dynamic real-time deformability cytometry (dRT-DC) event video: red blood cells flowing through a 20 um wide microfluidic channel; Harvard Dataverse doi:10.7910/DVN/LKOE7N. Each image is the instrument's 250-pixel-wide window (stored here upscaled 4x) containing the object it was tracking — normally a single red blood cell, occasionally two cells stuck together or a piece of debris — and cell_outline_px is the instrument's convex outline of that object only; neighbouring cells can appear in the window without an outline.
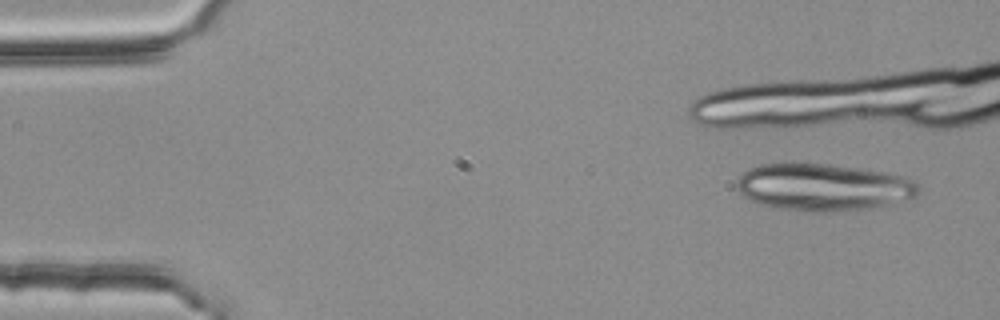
{"species": "common noctule bat (a hibernating species)", "species_latin": "Nyctalus noctula", "temperature_condition": "room temperature", "stored_images_in_passage": 8, "camera_frame_rate_fps": 3000, "um_per_image_px": 0.085, "animal": {"sex": "female", "body_mass_g": 25.1}, "frame": {"image": 1, "passage_image": 2, "time_ms": 0.333, "image_size_px": [1000, 320], "cell_outline_px": [[920, 188], [916, 196], [884, 204], [864, 208], [840, 212], [800, 212], [760, 204], [748, 200], [736, 188], [736, 180], [748, 168], [756, 164], [828, 164], [884, 172], [916, 180], [920, 184]], "centroid_in_image_um": [69.92, 15.92], "position_along_channel_um": 15.1, "area_um2": 49.77}}